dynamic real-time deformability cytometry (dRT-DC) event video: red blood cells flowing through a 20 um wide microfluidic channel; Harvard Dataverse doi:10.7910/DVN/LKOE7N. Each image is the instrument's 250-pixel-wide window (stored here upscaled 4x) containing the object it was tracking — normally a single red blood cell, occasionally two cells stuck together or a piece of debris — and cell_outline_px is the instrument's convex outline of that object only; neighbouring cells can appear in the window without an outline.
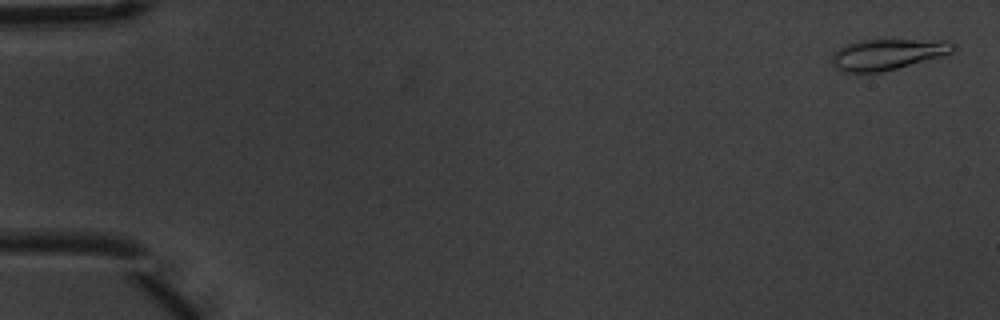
{"species": "common noctule bat (a hibernating species)", "species_latin": "Nyctalus noctula", "temperature_condition": "warm", "stored_images_in_passage": 5, "camera_frame_rate_fps": 3000, "um_per_image_px": 0.085, "animal": {"sex": "male", "body_mass_g": 20.1, "forearm_length_mm": 53.5}, "frame": {"image": 1, "passage_image": 1, "time_ms": 0.0, "image_size_px": [1000, 320], "cell_outline_px": [[956, 48], [952, 52], [940, 56], [896, 68], [880, 72], [840, 72], [832, 64], [832, 52], [848, 44], [860, 40], [948, 40], [956, 44]], "centroid_in_image_um": [75.42, 4.61], "position_along_channel_um": 9.6, "area_um2": 21.62}}